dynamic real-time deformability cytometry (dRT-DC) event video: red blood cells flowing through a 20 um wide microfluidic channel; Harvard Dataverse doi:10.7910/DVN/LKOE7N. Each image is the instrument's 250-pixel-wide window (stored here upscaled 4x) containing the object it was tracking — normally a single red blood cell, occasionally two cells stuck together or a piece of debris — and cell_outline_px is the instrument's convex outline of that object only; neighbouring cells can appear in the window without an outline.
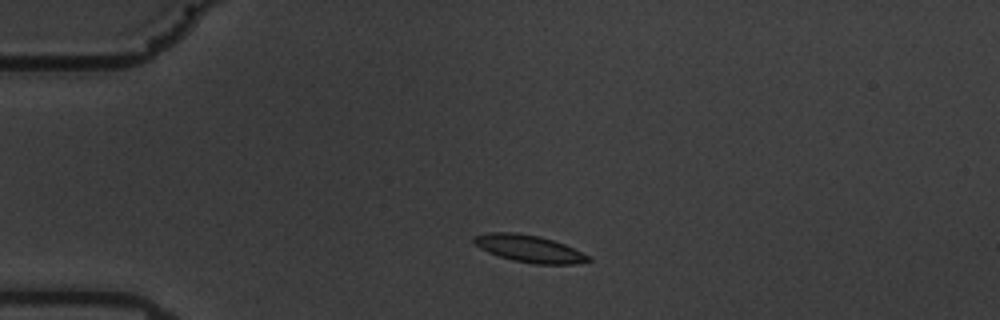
{"species": "common noctule bat (a hibernating species)", "species_latin": "Nyctalus noctula", "temperature_condition": "warm", "stored_images_in_passage": 45, "camera_frame_rate_fps": 3000, "um_per_image_px": 0.085, "animal": {"sex": "male", "body_mass_g": 19.5, "forearm_length_mm": 54.6}, "frame": {"image": 1, "passage_image": 1, "time_ms": 0.0, "image_size_px": [1000, 320], "cell_outline_px": [[592, 260], [572, 264], [532, 264], [512, 260], [488, 252], [480, 248], [472, 240], [472, 236], [488, 232], [516, 232], [540, 236], [564, 244], [588, 256]], "centroid_in_image_um": [44.92, 21.12], "position_along_channel_um": 40.1, "area_um2": 17.98}}
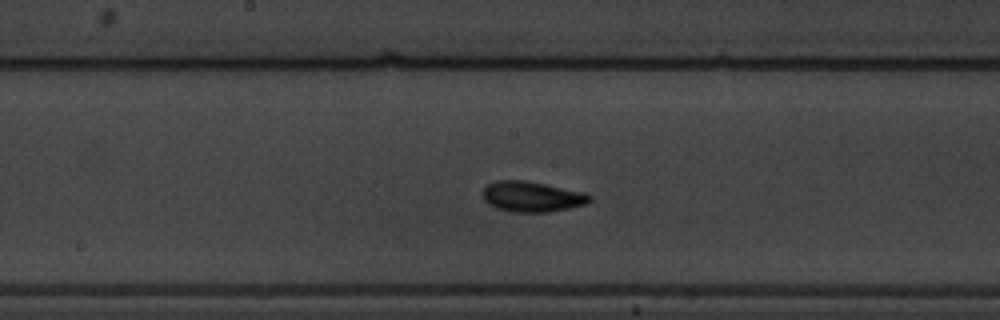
{"frame": {"image": 2, "passage_image": 18, "time_ms": 5.667, "image_size_px": [1000, 320], "cell_outline_px": [[592, 200], [584, 204], [568, 208], [548, 212], [512, 212], [496, 208], [488, 204], [484, 200], [484, 188], [488, 184], [496, 180], [524, 180], [584, 192], [592, 196]], "centroid_in_image_um": [45.2, 16.71], "position_along_channel_um": 203.0, "area_um2": 18.84}}
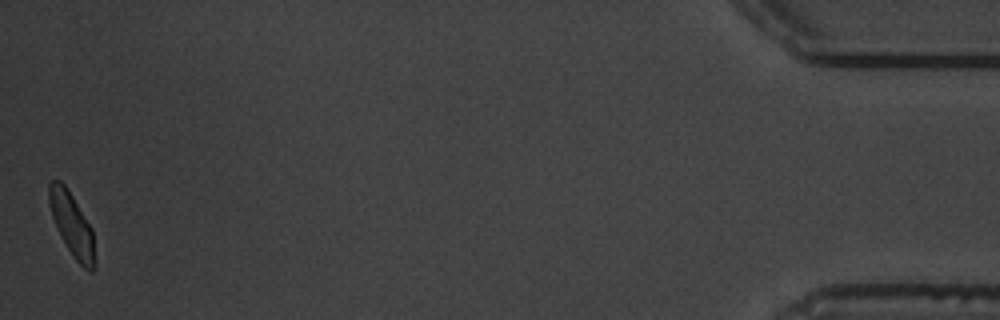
{"frame": {"image": 3, "passage_image": 45, "time_ms": 14.667, "image_size_px": [1000, 320], "cell_outline_px": [[96, 268], [92, 272], [88, 272], [72, 256], [52, 216], [48, 204], [48, 184], [52, 180], [60, 180], [68, 188], [92, 228], [96, 260]], "centroid_in_image_um": [6.14, 19.1], "position_along_channel_um": 429.1, "area_um2": 16.94}, "authors_computed_cell_mechanics": {"area_um2": 17.6868, "velocity_mm_per_s": 3.4838, "shape_relaxation_time_tau1_ms": 7.481, "shape_relaxation_time_tau2_ms": 2.5247, "deformation_change_tau1": 0.2336, "deformation_change_tau2": 0.0689}}